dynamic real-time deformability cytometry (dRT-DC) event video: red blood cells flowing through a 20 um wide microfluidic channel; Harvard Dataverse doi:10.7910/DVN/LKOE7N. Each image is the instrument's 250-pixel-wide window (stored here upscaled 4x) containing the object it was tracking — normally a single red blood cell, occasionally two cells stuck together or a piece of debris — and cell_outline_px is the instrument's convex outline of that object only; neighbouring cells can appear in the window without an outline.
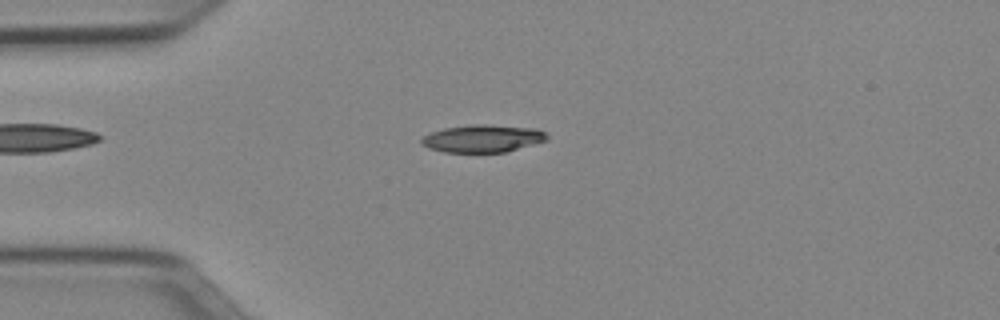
{"species": "Egyptian fruit bat (a non-hibernating species)", "species_latin": "Rousettus aegyptiacus", "temperature_condition": "cold", "stored_images_in_passage": 50, "camera_frame_rate_fps": 3000, "um_per_image_px": 0.085, "animal": {"sex": "female"}, "frame": {"image": 1, "passage_image": 12, "time_ms": 3.667, "image_size_px": [1000, 320], "cell_outline_px": [[548, 140], [504, 152], [444, 152], [428, 148], [420, 144], [420, 140], [424, 136], [432, 132], [444, 128], [472, 124], [488, 124], [536, 128], [544, 132], [548, 136]], "centroid_in_image_um": [41.02, 11.76], "position_along_channel_um": 44.0, "area_um2": 20.17}}
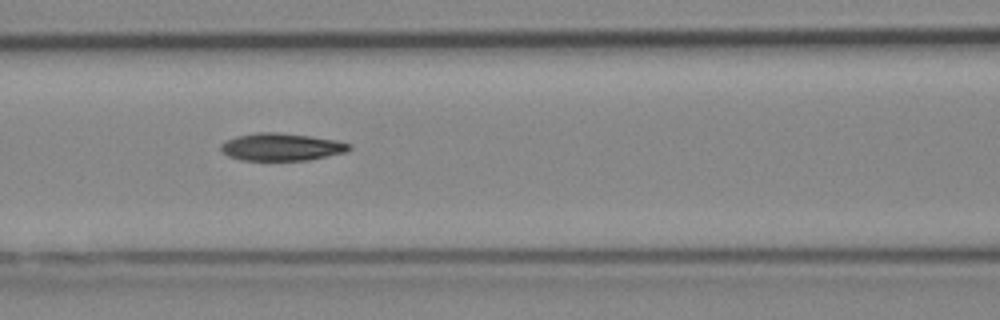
{"frame": {"image": 2, "passage_image": 21, "time_ms": 6.667, "image_size_px": [1000, 320], "cell_outline_px": [[352, 148], [348, 152], [308, 160], [240, 160], [228, 156], [220, 148], [220, 144], [224, 140], [236, 136], [260, 132], [276, 132], [308, 136], [336, 140], [352, 144]], "centroid_in_image_um": [23.93, 12.49], "position_along_channel_um": 142.7, "area_um2": 20.63}}
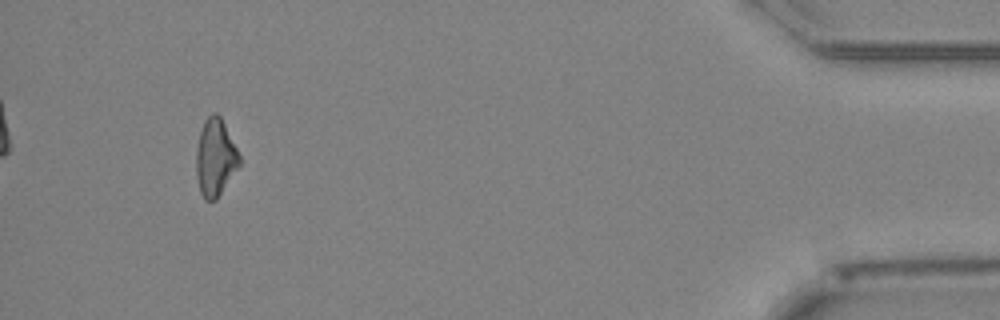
{"frame": {"image": 3, "passage_image": 47, "time_ms": 15.333, "image_size_px": [1000, 320], "cell_outline_px": [[240, 164], [216, 200], [204, 200], [200, 192], [196, 176], [196, 152], [200, 132], [204, 120], [212, 112], [216, 112], [220, 116], [240, 156]], "centroid_in_image_um": [18.28, 13.4], "position_along_channel_um": 416.9, "area_um2": 19.25}, "authors_computed_cell_mechanics": {"area_um2": 19.941, "velocity_mm_per_s": 3.9594, "shape_relaxation_time_tau1_ms": 6.8093, "shape_relaxation_time_tau2_ms": 7.332, "deformation_change_tau1": 0.1705, "deformation_change_tau2": 0.164}}